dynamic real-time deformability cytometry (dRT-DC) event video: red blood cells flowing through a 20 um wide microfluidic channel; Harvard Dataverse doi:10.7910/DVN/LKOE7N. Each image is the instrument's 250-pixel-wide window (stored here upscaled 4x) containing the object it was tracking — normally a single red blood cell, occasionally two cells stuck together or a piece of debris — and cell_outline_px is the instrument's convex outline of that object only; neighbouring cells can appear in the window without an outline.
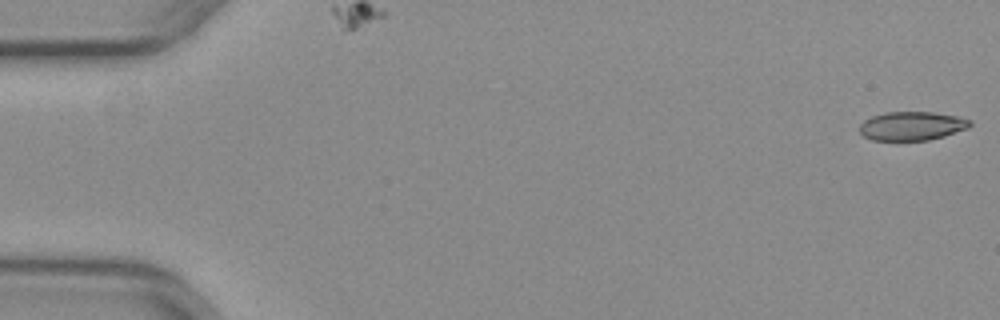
{"species": "common noctule bat (a hibernating species)", "species_latin": "Nyctalus noctula", "temperature_condition": "warm", "stored_images_in_passage": 52, "camera_frame_rate_fps": 3000, "um_per_image_px": 0.085, "animal": {"sex": "female", "body_mass_g": 29.2, "forearm_length_mm": 56.3}, "frame": {"image": 1, "passage_image": 1, "time_ms": 0.0, "image_size_px": [1000, 320], "cell_outline_px": [[972, 124], [968, 128], [944, 136], [928, 140], [872, 140], [864, 136], [860, 132], [860, 124], [864, 120], [872, 116], [884, 112], [932, 112], [960, 116], [972, 120]], "centroid_in_image_um": [77.53, 10.7], "position_along_channel_um": 7.5, "area_um2": 18.61}}
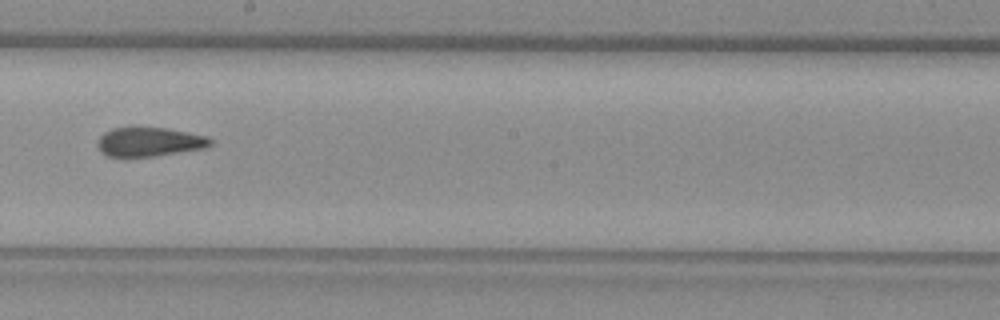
{"frame": {"image": 2, "passage_image": 30, "time_ms": 9.667, "image_size_px": [1000, 320], "cell_outline_px": [[212, 144], [204, 148], [152, 156], [104, 156], [100, 152], [96, 144], [96, 140], [104, 132], [112, 128], [132, 124], [168, 128], [208, 136], [212, 140]], "centroid_in_image_um": [12.62, 12.0], "position_along_channel_um": 235.6, "area_um2": 19.88}}
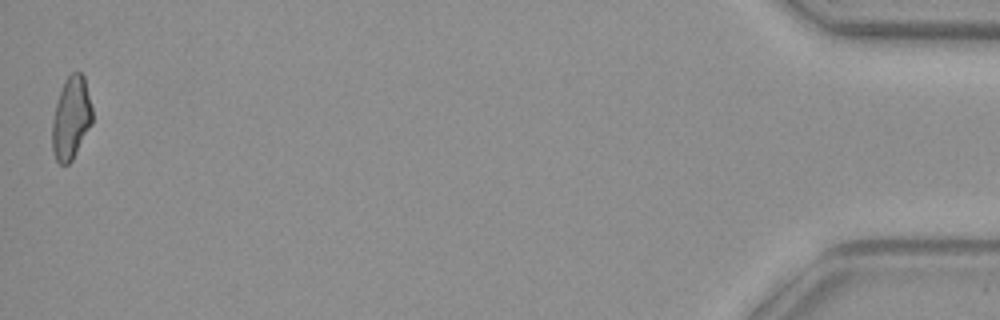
{"frame": {"image": 3, "passage_image": 52, "time_ms": 17.0, "image_size_px": [1000, 320], "cell_outline_px": [[92, 124], [72, 160], [68, 164], [60, 164], [56, 160], [52, 148], [52, 120], [56, 104], [64, 80], [72, 72], [80, 72], [84, 76], [92, 108]], "centroid_in_image_um": [6.04, 10.04], "position_along_channel_um": 429.2, "area_um2": 19.25}, "authors_computed_cell_mechanics": {"area_um2": 19.8832, "velocity_mm_per_s": 3.9869, "shape_relaxation_time_tau1_ms": null, "shape_relaxation_time_tau2_ms": 2.3029, "deformation_change_tau1": null, "deformation_change_tau2": 0.0932}}